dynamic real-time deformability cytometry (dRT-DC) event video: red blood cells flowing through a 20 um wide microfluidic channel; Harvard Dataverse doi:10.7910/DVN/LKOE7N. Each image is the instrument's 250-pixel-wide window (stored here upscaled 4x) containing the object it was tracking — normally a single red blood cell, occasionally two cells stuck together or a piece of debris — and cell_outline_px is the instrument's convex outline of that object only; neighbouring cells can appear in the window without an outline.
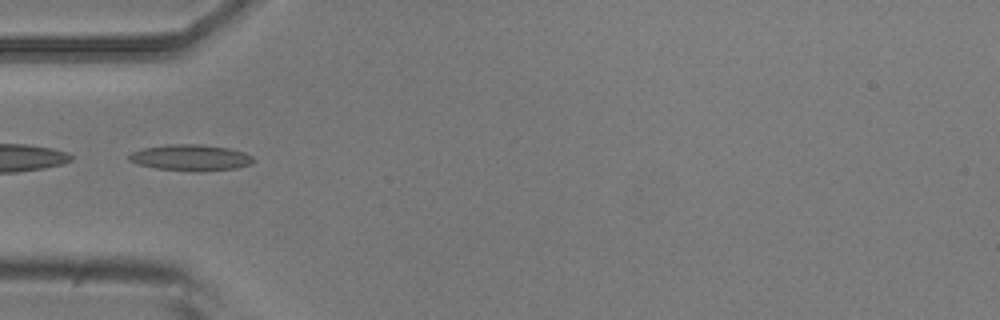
{"species": "common noctule bat (a hibernating species)", "species_latin": "Nyctalus noctula", "temperature_condition": "room temperature", "stored_images_in_passage": 15, "camera_frame_rate_fps": 3000, "um_per_image_px": 0.085, "animal": {"sex": "male", "body_mass_g": 20.5, "forearm_length_mm": 52.5}, "frame": {"image": 1, "passage_image": 5, "time_ms": 5.333, "image_size_px": [1000, 320], "cell_outline_px": [[256, 160], [252, 164], [236, 168], [200, 172], [192, 172], [156, 168], [140, 164], [128, 160], [128, 156], [132, 152], [144, 148], [168, 144], [200, 144], [228, 148], [244, 152], [252, 156]], "centroid_in_image_um": [16.25, 13.41], "position_along_channel_um": 68.8, "area_um2": 19.07}}
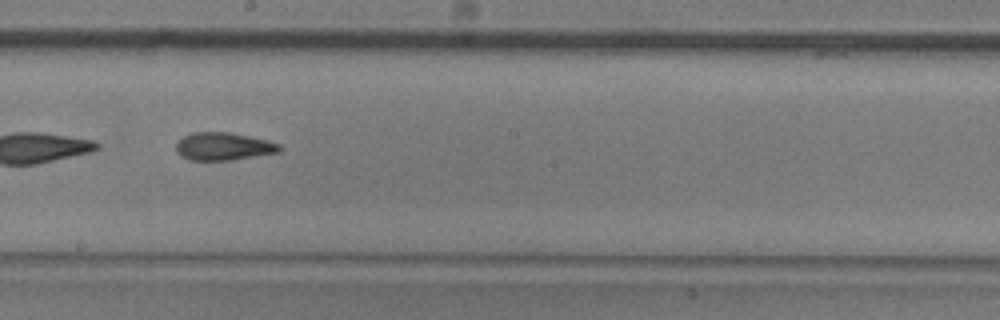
{"frame": {"image": 2, "passage_image": 9, "time_ms": 9.667, "image_size_px": [1000, 320], "cell_outline_px": [[280, 152], [232, 160], [188, 160], [180, 156], [176, 152], [176, 144], [184, 136], [192, 132], [232, 132], [268, 140], [280, 144]], "centroid_in_image_um": [18.99, 12.44], "position_along_channel_um": 229.2, "area_um2": 16.88}}
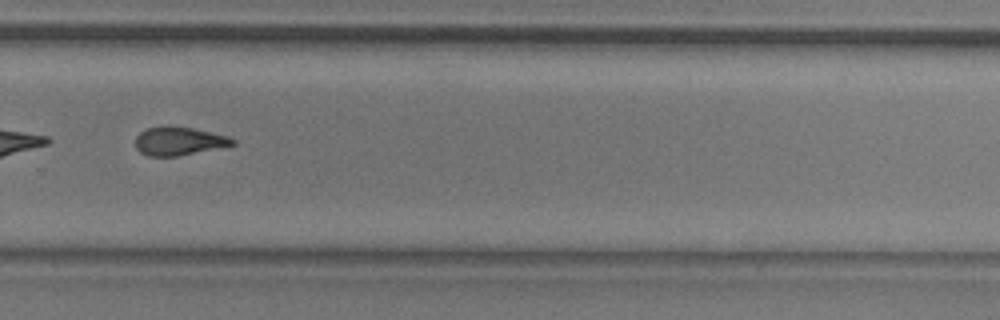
{"frame": {"image": 3, "passage_image": 11, "time_ms": 12.0, "image_size_px": [1000, 320], "cell_outline_px": [[236, 144], [176, 156], [148, 156], [140, 152], [136, 148], [136, 136], [140, 132], [148, 128], [164, 124], [168, 124], [192, 128], [228, 136], [236, 140]], "centroid_in_image_um": [15.17, 11.97], "position_along_channel_um": 314.6, "area_um2": 16.13}, "authors_computed_cell_mechanics": {"area_um2": 17.5712, "velocity_mm_per_s": 3.676, "shape_relaxation_time_tau1_ms": 9.8865, "shape_relaxation_time_tau2_ms": 3.3778, "deformation_change_tau1": 0.1841, "deformation_change_tau2": 0.0975}}